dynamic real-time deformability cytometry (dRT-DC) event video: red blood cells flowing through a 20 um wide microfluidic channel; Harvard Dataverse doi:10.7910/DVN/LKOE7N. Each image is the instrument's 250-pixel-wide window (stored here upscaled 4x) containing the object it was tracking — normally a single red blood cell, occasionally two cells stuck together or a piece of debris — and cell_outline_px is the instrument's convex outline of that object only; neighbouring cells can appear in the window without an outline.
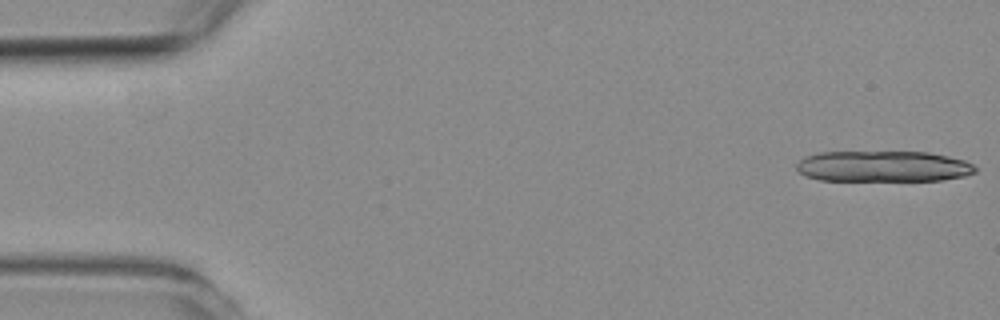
{"species": "common noctule bat (a hibernating species)", "species_latin": "Nyctalus noctula", "temperature_condition": "room temperature", "stored_images_in_passage": 13, "camera_frame_rate_fps": 3000, "um_per_image_px": 0.085, "animal": {"sex": "female", "body_mass_g": 19.3, "forearm_length_mm": 54.1}, "frame": {"image": 1, "passage_image": 1, "time_ms": 0.0, "image_size_px": [1000, 320], "cell_outline_px": [[976, 172], [964, 176], [940, 180], [820, 180], [804, 176], [796, 168], [796, 164], [804, 156], [820, 152], [928, 152], [948, 156], [964, 160], [972, 164], [976, 168]], "centroid_in_image_um": [75.04, 14.13], "position_along_channel_um": 10.0, "area_um2": 32.19}}